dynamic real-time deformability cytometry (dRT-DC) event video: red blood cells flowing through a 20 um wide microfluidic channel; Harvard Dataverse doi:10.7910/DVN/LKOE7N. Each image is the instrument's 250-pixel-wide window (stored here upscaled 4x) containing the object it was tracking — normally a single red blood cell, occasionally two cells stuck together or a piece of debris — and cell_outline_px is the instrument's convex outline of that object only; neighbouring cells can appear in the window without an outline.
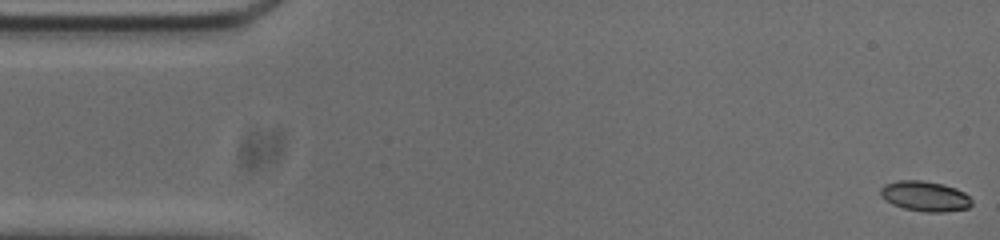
{"species": "common noctule bat (a hibernating species)", "species_latin": "Nyctalus noctula", "temperature_condition": "cold", "stored_images_in_passage": 53, "camera_frame_rate_fps": 3000, "um_per_image_px": 0.085, "animal": {"sex": "male", "body_mass_g": 20.0, "forearm_length_mm": 53.3}, "frame": {"image": 1, "passage_image": 1, "time_ms": 0.0, "image_size_px": [1000, 240], "cell_outline_px": [[972, 204], [968, 208], [944, 212], [924, 212], [904, 208], [892, 204], [884, 200], [880, 196], [880, 188], [884, 184], [900, 180], [920, 180], [944, 184], [956, 188], [964, 192], [972, 200]], "centroid_in_image_um": [78.61, 16.67], "position_along_channel_um": 6.4, "area_um2": 16.18}}
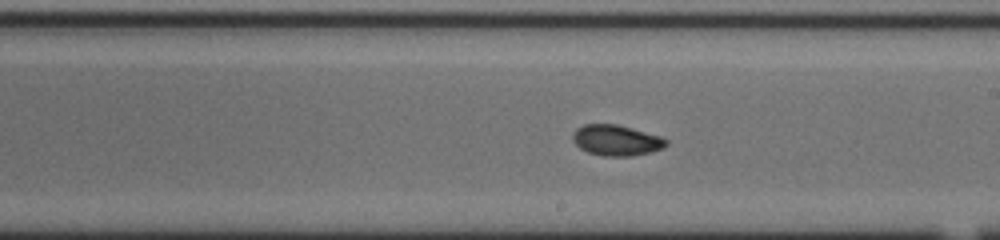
{"frame": {"image": 2, "passage_image": 29, "time_ms": 9.333, "image_size_px": [1000, 240], "cell_outline_px": [[668, 144], [664, 148], [652, 152], [632, 156], [604, 156], [588, 152], [580, 148], [572, 140], [572, 132], [576, 128], [584, 124], [616, 124], [632, 128], [660, 136], [668, 140]], "centroid_in_image_um": [52.39, 11.92], "position_along_channel_um": 236.6, "area_um2": 16.88}}
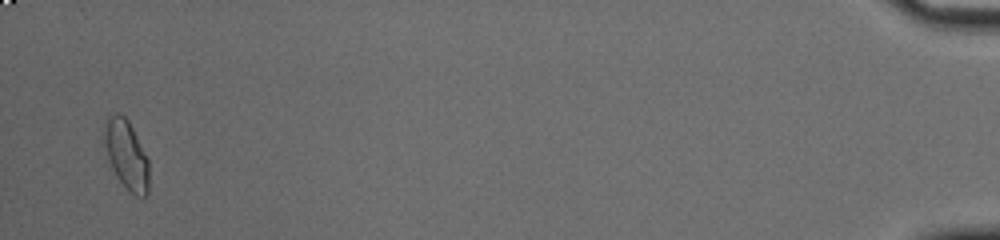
{"frame": {"image": 3, "passage_image": 52, "time_ms": 17.0, "image_size_px": [1000, 240], "cell_outline_px": [[148, 192], [144, 196], [136, 196], [116, 176], [112, 168], [108, 156], [104, 140], [104, 136], [108, 120], [116, 112], [120, 112], [128, 120], [148, 160]], "centroid_in_image_um": [10.76, 13.16], "position_along_channel_um": 424.4, "area_um2": 17.17}, "authors_computed_cell_mechanics": {"area_um2": 16.4152, "velocity_mm_per_s": 3.7476, "shape_relaxation_time_tau1_ms": 6.1692, "shape_relaxation_time_tau2_ms": 2.3776, "deformation_change_tau1": 0.162, "deformation_change_tau2": 0.0604}}